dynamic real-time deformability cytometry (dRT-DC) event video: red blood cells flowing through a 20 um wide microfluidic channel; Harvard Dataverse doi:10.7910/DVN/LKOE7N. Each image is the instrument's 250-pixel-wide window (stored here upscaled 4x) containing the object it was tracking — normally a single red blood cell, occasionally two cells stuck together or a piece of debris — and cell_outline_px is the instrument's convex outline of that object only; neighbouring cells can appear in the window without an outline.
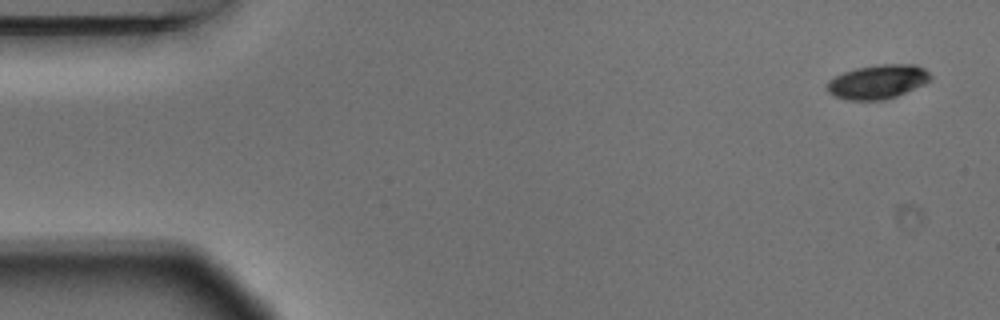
{"species": "Egyptian fruit bat (a non-hibernating species)", "species_latin": "Rousettus aegyptiacus", "temperature_condition": "warm", "stored_images_in_passage": 4, "camera_frame_rate_fps": 3000, "um_per_image_px": 0.085, "animal": {"sex": "male"}, "frame": {"image": 1, "passage_image": 1, "time_ms": 0.0, "image_size_px": [1000, 320], "cell_outline_px": [[932, 80], [924, 84], [896, 96], [884, 100], [848, 100], [836, 96], [828, 92], [828, 80], [844, 72], [856, 68], [880, 64], [916, 64], [924, 68], [932, 76]], "centroid_in_image_um": [74.64, 6.94], "position_along_channel_um": 10.4, "area_um2": 20.46}}